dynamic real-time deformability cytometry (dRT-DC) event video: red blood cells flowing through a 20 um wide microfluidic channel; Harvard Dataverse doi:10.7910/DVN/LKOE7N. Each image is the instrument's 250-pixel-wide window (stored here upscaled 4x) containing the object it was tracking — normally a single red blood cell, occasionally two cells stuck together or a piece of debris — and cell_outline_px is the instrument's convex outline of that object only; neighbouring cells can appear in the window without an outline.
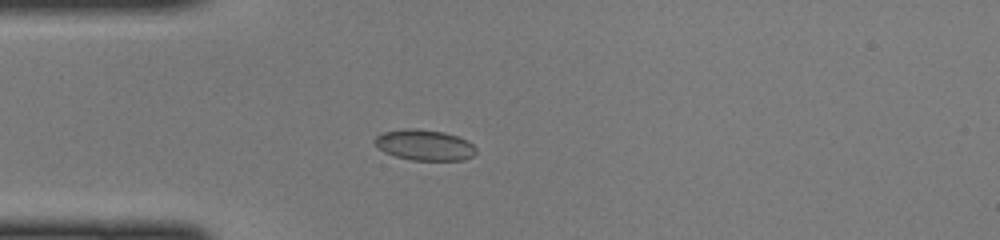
{"species": "common noctule bat (a hibernating species)", "species_latin": "Nyctalus noctula", "temperature_condition": "cold", "stored_images_in_passage": 35, "camera_frame_rate_fps": 3000, "um_per_image_px": 0.085, "animal": {"sex": "female", "body_mass_g": 22.0, "forearm_length_mm": 56.7}, "frame": {"image": 1, "passage_image": 1, "time_ms": 0.0, "image_size_px": [1000, 240], "cell_outline_px": [[476, 152], [472, 156], [464, 160], [412, 160], [396, 156], [384, 152], [372, 140], [376, 136], [384, 132], [404, 128], [416, 128], [444, 132], [468, 140], [476, 148]], "centroid_in_image_um": [36.08, 12.32], "position_along_channel_um": 48.9, "area_um2": 18.15}}
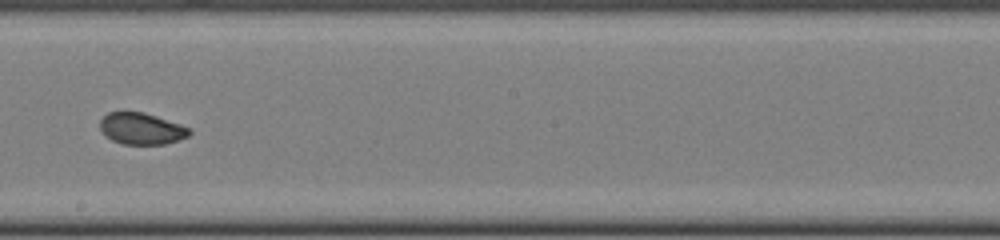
{"frame": {"image": 2, "passage_image": 15, "time_ms": 4.667, "image_size_px": [1000, 240], "cell_outline_px": [[192, 132], [188, 136], [164, 144], [124, 144], [112, 140], [104, 136], [100, 128], [100, 120], [108, 112], [144, 112], [180, 124], [188, 128]], "centroid_in_image_um": [11.99, 10.93], "position_along_channel_um": 236.2, "area_um2": 16.3}}
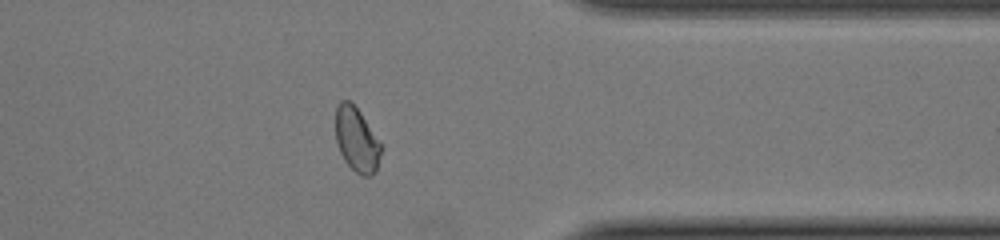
{"frame": {"image": 3, "passage_image": 26, "time_ms": 8.333, "image_size_px": [1000, 240], "cell_outline_px": [[384, 148], [376, 172], [368, 176], [360, 176], [344, 160], [340, 152], [336, 140], [336, 108], [340, 100], [348, 100], [360, 112], [384, 144]], "centroid_in_image_um": [30.38, 11.9], "position_along_channel_um": 381.0, "area_um2": 17.46}}